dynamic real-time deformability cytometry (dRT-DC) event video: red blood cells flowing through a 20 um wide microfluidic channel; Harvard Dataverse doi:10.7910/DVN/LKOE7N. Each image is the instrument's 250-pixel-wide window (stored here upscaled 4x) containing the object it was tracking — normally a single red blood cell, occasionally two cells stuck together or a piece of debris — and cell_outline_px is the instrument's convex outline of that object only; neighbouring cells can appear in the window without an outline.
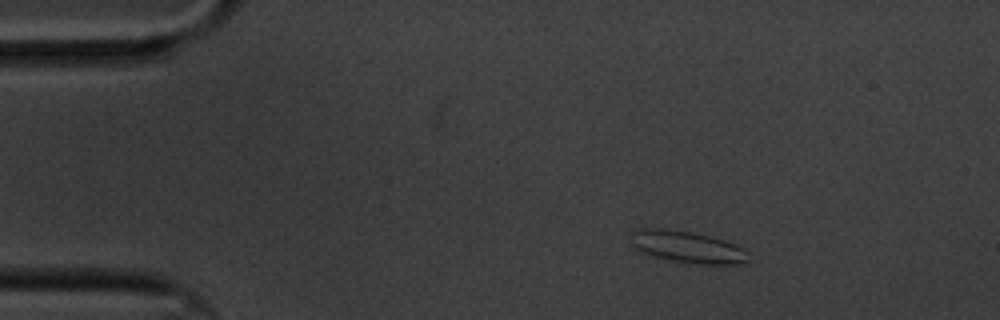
{"species": "common noctule bat (a hibernating species)", "species_latin": "Nyctalus noctula", "temperature_condition": "cold", "stored_images_in_passage": 52, "camera_frame_rate_fps": 3000, "um_per_image_px": 0.085, "animal": {"sex": "male", "body_mass_g": 20.1, "forearm_length_mm": 53.5}, "frame": {"image": 1, "passage_image": 1, "time_ms": 0.0, "image_size_px": [1000, 320], "cell_outline_px": [[748, 260], [744, 264], [700, 264], [676, 260], [656, 256], [644, 252], [636, 248], [632, 244], [632, 232], [636, 228], [668, 228], [692, 232], [712, 236], [724, 240], [744, 248], [748, 252]], "centroid_in_image_um": [58.47, 20.96], "position_along_channel_um": 26.5, "area_um2": 21.62}}
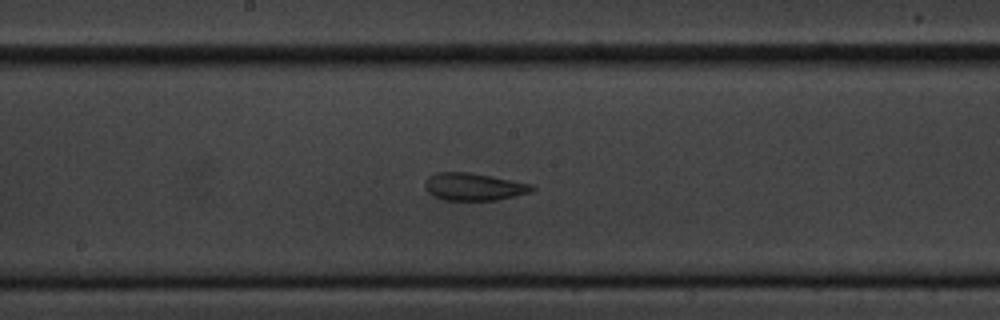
{"frame": {"image": 2, "passage_image": 23, "time_ms": 7.333, "image_size_px": [1000, 320], "cell_outline_px": [[536, 188], [528, 192], [496, 200], [444, 200], [432, 196], [424, 188], [424, 180], [428, 176], [436, 172], [468, 172], [492, 176], [532, 184]], "centroid_in_image_um": [40.19, 15.86], "position_along_channel_um": 208.0, "area_um2": 17.17}}
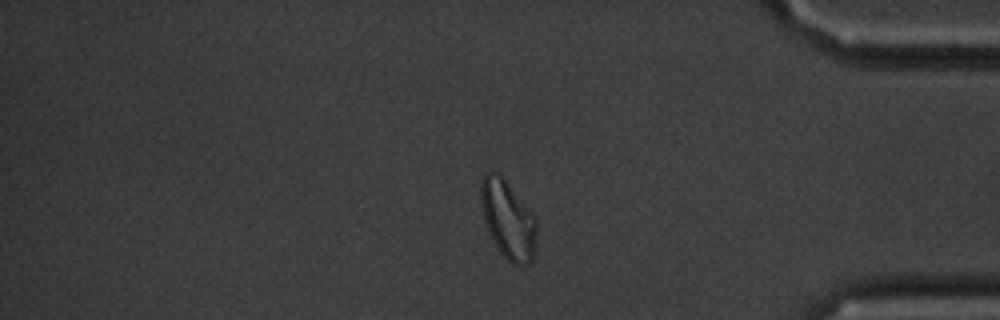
{"frame": {"image": 3, "passage_image": 42, "time_ms": 13.667, "image_size_px": [1000, 320], "cell_outline_px": [[536, 228], [532, 260], [528, 264], [512, 264], [500, 252], [488, 232], [484, 220], [480, 200], [480, 184], [484, 176], [492, 168], [504, 180], [536, 216]], "centroid_in_image_um": [43.15, 18.65], "position_along_channel_um": 392.0, "area_um2": 25.09}, "authors_computed_cell_mechanics": {"area_um2": 18.4382, "velocity_mm_per_s": 3.302, "shape_relaxation_time_tau1_ms": null, "shape_relaxation_time_tau2_ms": 2.1367, "deformation_change_tau1": null, "deformation_change_tau2": 0.0867}}